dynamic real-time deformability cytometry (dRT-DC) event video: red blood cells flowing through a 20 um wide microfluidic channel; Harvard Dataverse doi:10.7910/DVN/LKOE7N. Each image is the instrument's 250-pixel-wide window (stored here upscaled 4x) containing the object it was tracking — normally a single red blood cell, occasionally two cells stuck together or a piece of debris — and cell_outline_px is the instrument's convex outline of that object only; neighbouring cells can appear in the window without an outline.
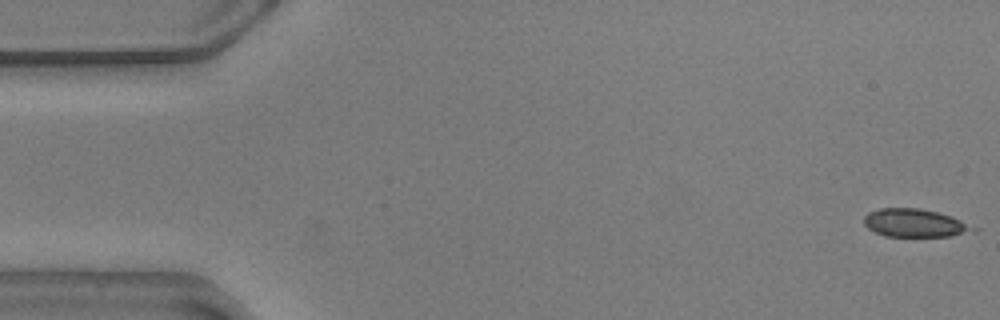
{"species": "common noctule bat (a hibernating species)", "species_latin": "Nyctalus noctula", "temperature_condition": "warm", "stored_images_in_passage": 14, "camera_frame_rate_fps": 3000, "um_per_image_px": 0.085, "animal": {"sex": "male", "body_mass_g": 20.5, "forearm_length_mm": 52.5}, "frame": {"image": 1, "passage_image": 1, "time_ms": 0.0, "image_size_px": [1000, 320], "cell_outline_px": [[980, 228], [976, 232], [952, 236], [884, 236], [868, 228], [864, 224], [864, 216], [868, 212], [880, 208], [920, 208], [952, 216]], "centroid_in_image_um": [77.82, 18.96], "position_along_channel_um": 7.2, "area_um2": 18.09}}
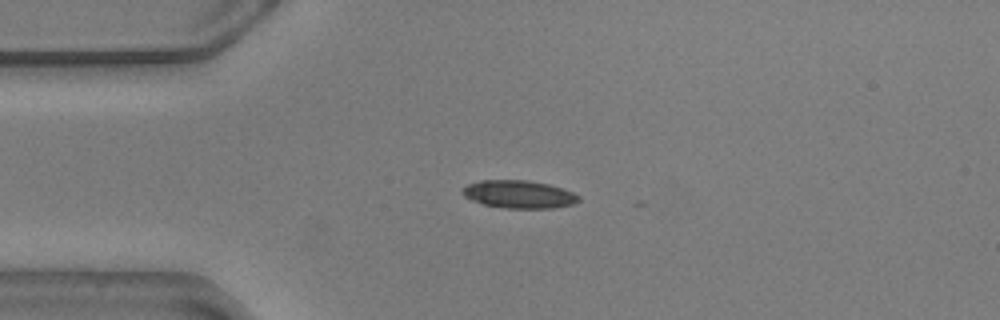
{"frame": {"image": 2, "passage_image": 13, "time_ms": 4.0, "image_size_px": [1000, 320], "cell_outline_px": [[580, 200], [572, 204], [556, 208], [504, 208], [484, 204], [472, 200], [464, 196], [460, 192], [468, 184], [480, 180], [528, 180], [548, 184], [572, 192], [580, 196]], "centroid_in_image_um": [44.1, 16.51], "position_along_channel_um": 40.9, "area_um2": 18.79}}